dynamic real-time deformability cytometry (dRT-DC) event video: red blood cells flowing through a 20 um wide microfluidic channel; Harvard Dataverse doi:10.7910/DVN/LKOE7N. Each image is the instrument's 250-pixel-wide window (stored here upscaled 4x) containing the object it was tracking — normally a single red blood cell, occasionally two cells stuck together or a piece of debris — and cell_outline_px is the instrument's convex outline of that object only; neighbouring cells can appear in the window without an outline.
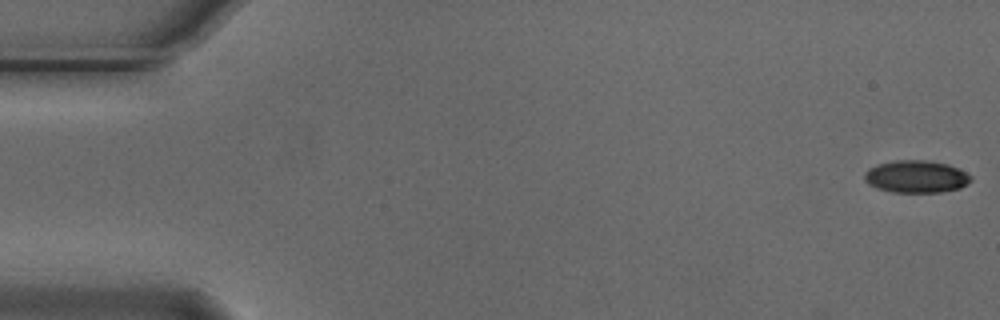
{"species": "Egyptian fruit bat (a non-hibernating species)", "species_latin": "Rousettus aegyptiacus", "temperature_condition": "cold", "stored_images_in_passage": 43, "camera_frame_rate_fps": 3000, "um_per_image_px": 0.085, "animal": {"sex": "male"}, "frame": {"image": 1, "passage_image": 1, "time_ms": 0.0, "image_size_px": [1000, 320], "cell_outline_px": [[972, 180], [968, 184], [960, 188], [940, 192], [892, 192], [876, 188], [868, 184], [864, 180], [864, 172], [868, 168], [876, 164], [896, 160], [928, 160], [948, 164], [972, 176]], "centroid_in_image_um": [77.84, 15.01], "position_along_channel_um": 7.2, "area_um2": 20.23}}
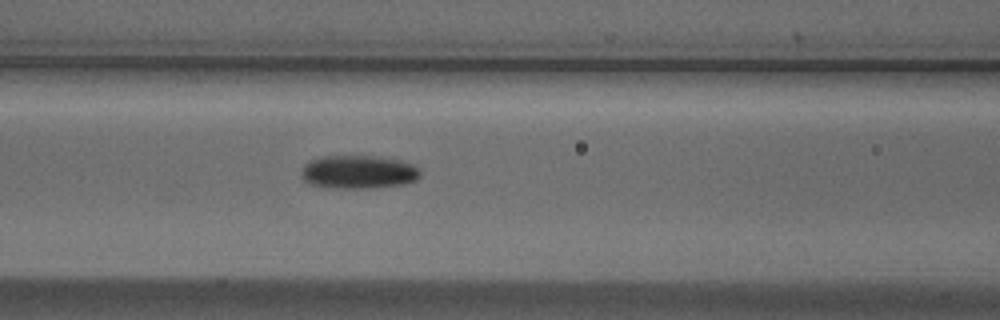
{"frame": {"image": 2, "passage_image": 23, "time_ms": 7.333, "image_size_px": [1000, 320], "cell_outline_px": [[420, 176], [416, 180], [404, 184], [368, 188], [336, 188], [308, 184], [300, 176], [300, 172], [304, 164], [308, 160], [320, 156], [376, 156], [400, 160], [412, 164], [420, 168]], "centroid_in_image_um": [30.43, 14.61], "position_along_channel_um": 136.2, "area_um2": 23.41}}
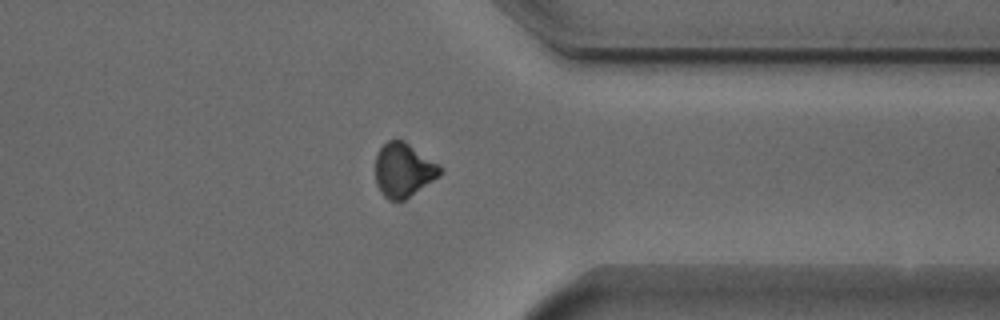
{"frame": {"image": 3, "passage_image": 43, "time_ms": 14.0, "image_size_px": [1000, 320], "cell_outline_px": [[444, 172], [440, 176], [404, 200], [388, 200], [380, 192], [376, 184], [376, 152], [388, 140], [404, 140], [436, 164]], "centroid_in_image_um": [34.26, 14.47], "position_along_channel_um": 377.1, "area_um2": 20.11}, "authors_computed_cell_mechanics": {"area_um2": 21.5594, "velocity_mm_per_s": 3.7166, "shape_relaxation_time_tau1_ms": 3.7736, "shape_relaxation_time_tau2_ms": null, "deformation_change_tau1": 0.1121, "deformation_change_tau2": null}}